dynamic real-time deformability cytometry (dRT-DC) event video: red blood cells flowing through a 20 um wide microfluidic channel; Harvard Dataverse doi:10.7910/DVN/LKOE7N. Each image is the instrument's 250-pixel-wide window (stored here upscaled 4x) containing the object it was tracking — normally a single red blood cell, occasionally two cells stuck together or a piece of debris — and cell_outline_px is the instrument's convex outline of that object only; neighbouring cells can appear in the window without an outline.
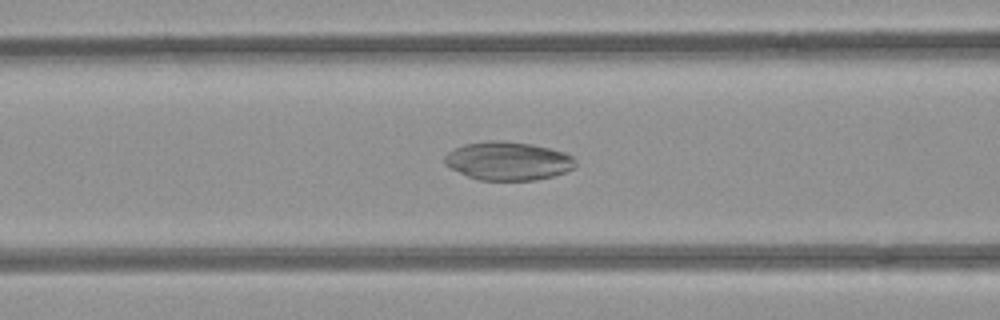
{"species": "common noctule bat (a hibernating species)", "species_latin": "Nyctalus noctula", "temperature_condition": "room temperature", "stored_images_in_passage": 43, "camera_frame_rate_fps": 3000, "um_per_image_px": 0.085, "animal": {"sex": "female", "body_mass_g": 21.9}, "frame": {"image": 1, "passage_image": 21, "time_ms": 6.667, "image_size_px": [1000, 320], "cell_outline_px": [[576, 168], [552, 176], [536, 180], [480, 180], [468, 176], [444, 164], [444, 156], [448, 152], [464, 144], [488, 140], [504, 140], [532, 144], [564, 152], [572, 156], [576, 160]], "centroid_in_image_um": [43.2, 13.67], "position_along_channel_um": 123.4, "area_um2": 29.36}}
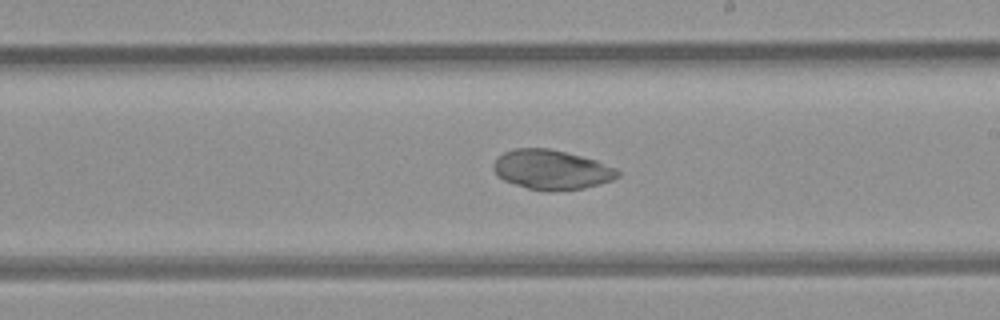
{"frame": {"image": 2, "passage_image": 30, "time_ms": 9.667, "image_size_px": [1000, 320], "cell_outline_px": [[620, 176], [612, 180], [600, 184], [584, 188], [548, 192], [528, 188], [504, 180], [496, 176], [492, 168], [492, 164], [504, 152], [516, 148], [548, 148], [596, 160], [616, 168], [620, 172]], "centroid_in_image_um": [46.88, 14.43], "position_along_channel_um": 242.1, "area_um2": 28.67}}
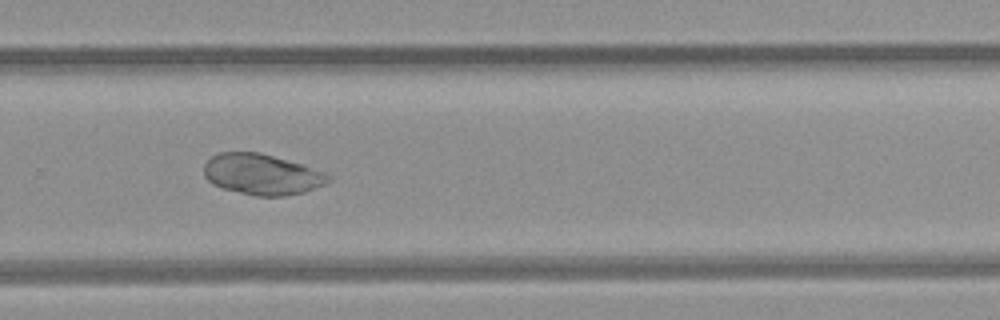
{"frame": {"image": 3, "passage_image": 35, "time_ms": 11.333, "image_size_px": [1000, 320], "cell_outline_px": [[332, 180], [324, 184], [304, 192], [284, 196], [256, 196], [220, 188], [212, 184], [204, 176], [204, 164], [212, 156], [220, 152], [260, 152], [304, 164], [324, 172], [332, 176]], "centroid_in_image_um": [22.27, 14.82], "position_along_channel_um": 307.5, "area_um2": 29.82}}